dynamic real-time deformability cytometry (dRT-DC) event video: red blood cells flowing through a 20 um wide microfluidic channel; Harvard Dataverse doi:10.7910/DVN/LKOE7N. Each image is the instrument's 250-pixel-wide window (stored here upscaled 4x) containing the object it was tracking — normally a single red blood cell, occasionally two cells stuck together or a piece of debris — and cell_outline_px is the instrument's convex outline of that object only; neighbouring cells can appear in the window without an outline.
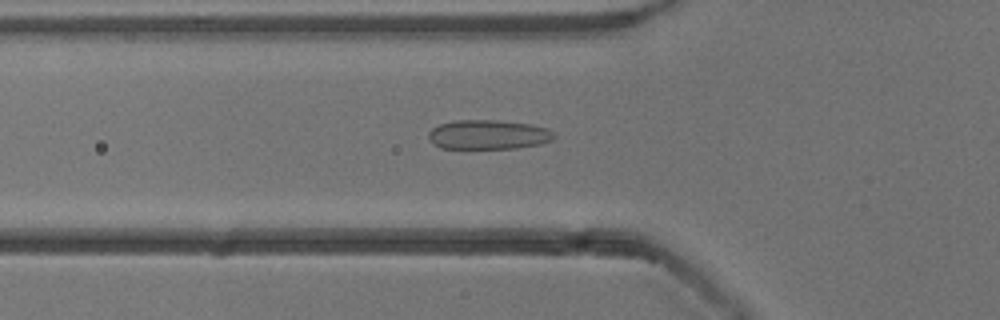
{"species": "common noctule bat (a hibernating species)", "species_latin": "Nyctalus noctula", "temperature_condition": "cold", "stored_images_in_passage": 42, "camera_frame_rate_fps": 3000, "um_per_image_px": 0.085, "animal": {"sex": "male", "body_mass_g": 13.3}, "frame": {"image": 1, "passage_image": 7, "time_ms": 2.0, "image_size_px": [1000, 320], "cell_outline_px": [[556, 136], [552, 140], [540, 144], [516, 148], [440, 148], [432, 144], [428, 136], [428, 132], [432, 128], [440, 124], [456, 120], [500, 120], [532, 124], [548, 128]], "centroid_in_image_um": [41.51, 11.44], "position_along_channel_um": 84.3, "area_um2": 21.68}}
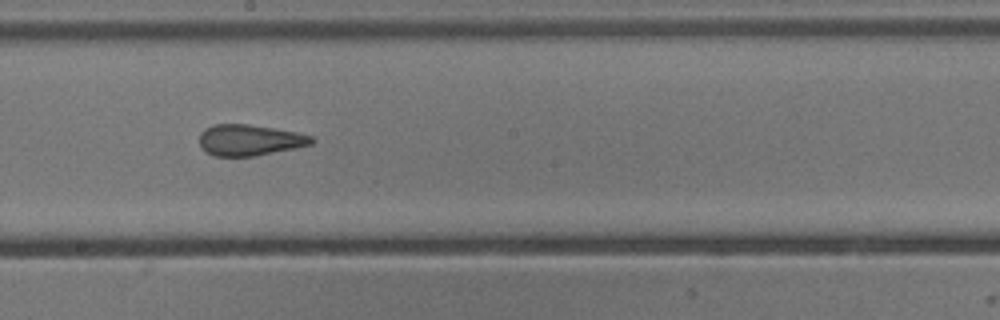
{"frame": {"image": 2, "passage_image": 18, "time_ms": 5.667, "image_size_px": [1000, 320], "cell_outline_px": [[316, 140], [312, 144], [252, 156], [216, 156], [200, 148], [200, 132], [204, 128], [212, 124], [248, 124], [296, 132], [312, 136]], "centroid_in_image_um": [21.18, 11.89], "position_along_channel_um": 227.0, "area_um2": 20.11}}
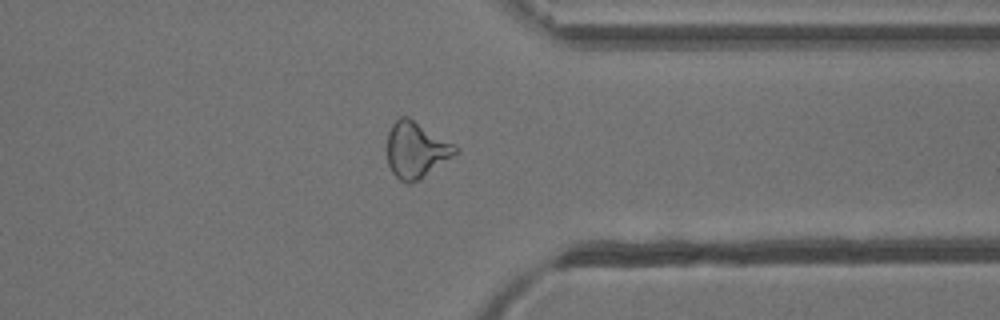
{"frame": {"image": 3, "passage_image": 30, "time_ms": 9.667, "image_size_px": [1000, 320], "cell_outline_px": [[460, 152], [420, 180], [408, 184], [400, 180], [392, 172], [388, 164], [388, 132], [392, 124], [400, 116], [408, 116], [456, 144], [460, 148]], "centroid_in_image_um": [35.42, 12.74], "position_along_channel_um": 376.0, "area_um2": 22.66}, "authors_computed_cell_mechanics": {"area_um2": 21.8195, "velocity_mm_per_s": 3.8537, "shape_relaxation_time_tau1_ms": null, "shape_relaxation_time_tau2_ms": 1.3386, "deformation_change_tau1": null, "deformation_change_tau2": 0.0873}}